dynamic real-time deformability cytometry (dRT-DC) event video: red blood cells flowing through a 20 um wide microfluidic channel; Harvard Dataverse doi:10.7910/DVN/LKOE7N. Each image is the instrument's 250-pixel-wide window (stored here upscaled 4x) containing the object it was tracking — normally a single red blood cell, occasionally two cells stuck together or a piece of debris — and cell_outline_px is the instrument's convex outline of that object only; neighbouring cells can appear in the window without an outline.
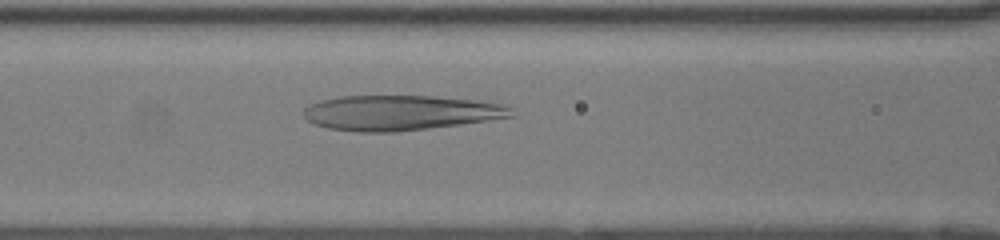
{"species": "human", "species_latin": "Homo sapiens", "temperature_condition": "room temperature", "stored_images_in_passage": 50, "camera_frame_rate_fps": 3000, "um_per_image_px": 0.085, "donor": {"sex": "female"}, "frame": {"image": 1, "passage_image": 22, "time_ms": 7.0, "image_size_px": [1000, 240], "cell_outline_px": [[520, 116], [460, 124], [396, 132], [356, 132], [328, 128], [316, 124], [308, 120], [304, 116], [304, 108], [308, 104], [320, 100], [340, 96], [432, 96], [472, 100], [500, 104], [512, 108]], "centroid_in_image_um": [34.05, 9.59], "position_along_channel_um": 132.5, "area_um2": 42.54}}
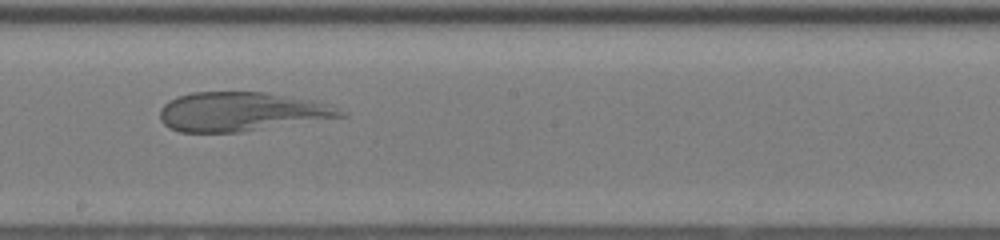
{"frame": {"image": 2, "passage_image": 29, "time_ms": 9.333, "image_size_px": [1000, 240], "cell_outline_px": [[348, 116], [244, 132], [180, 132], [168, 128], [160, 120], [160, 108], [168, 100], [176, 96], [192, 92], [264, 92], [316, 100], [328, 104], [348, 112]], "centroid_in_image_um": [20.54, 9.49], "position_along_channel_um": 227.7, "area_um2": 41.73}}
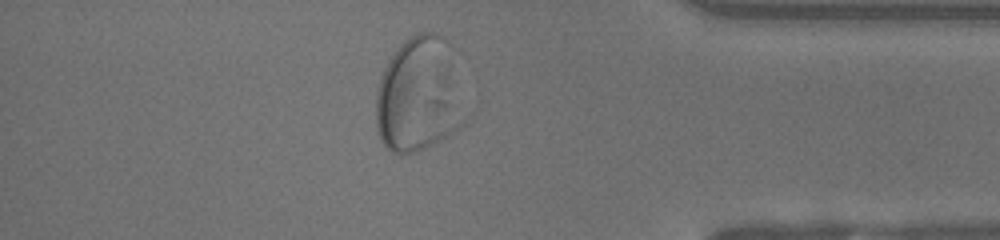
{"frame": {"image": 3, "passage_image": 43, "time_ms": 14.0, "image_size_px": [1000, 240], "cell_outline_px": [[464, 124], [440, 140], [416, 152], [392, 152], [380, 140], [376, 124], [376, 92], [384, 68], [388, 60], [396, 48], [404, 40], [416, 32], [436, 32], [444, 36], [448, 40], [464, 120]], "centroid_in_image_um": [35.55, 8.05], "position_along_channel_um": 399.7, "area_um2": 58.84}}